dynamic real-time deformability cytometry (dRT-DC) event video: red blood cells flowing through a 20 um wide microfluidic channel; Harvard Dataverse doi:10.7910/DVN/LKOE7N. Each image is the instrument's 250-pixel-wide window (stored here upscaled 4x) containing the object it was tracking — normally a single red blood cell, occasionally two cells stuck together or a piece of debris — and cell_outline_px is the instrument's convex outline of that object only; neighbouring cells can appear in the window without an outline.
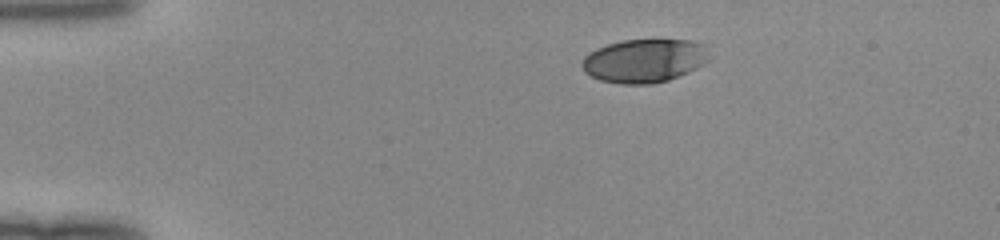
{"species": "human", "species_latin": "Homo sapiens", "temperature_condition": "room temperature", "stored_images_in_passage": 41, "camera_frame_rate_fps": 3000, "um_per_image_px": 0.085, "donor": {"sex": "female"}, "frame": {"image": 1, "passage_image": 1, "time_ms": 0.0, "image_size_px": [1000, 240], "cell_outline_px": [[708, 60], [704, 64], [688, 72], [668, 80], [652, 84], [620, 84], [600, 80], [584, 72], [580, 64], [584, 56], [596, 48], [608, 44], [624, 40], [692, 40], [704, 44]], "centroid_in_image_um": [54.73, 5.17], "position_along_channel_um": 30.3, "area_um2": 32.25}}
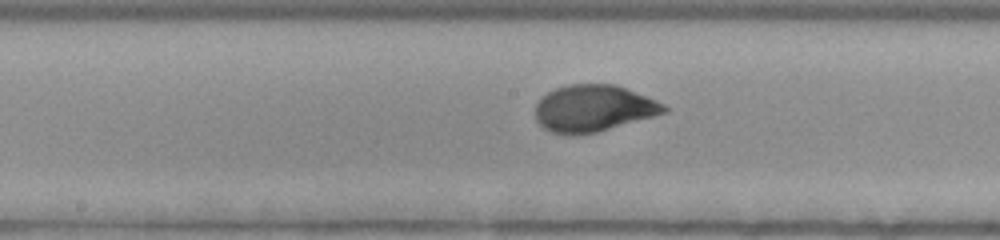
{"frame": {"image": 2, "passage_image": 18, "time_ms": 5.667, "image_size_px": [1000, 240], "cell_outline_px": [[672, 108], [668, 112], [596, 132], [576, 136], [568, 136], [552, 132], [544, 128], [536, 120], [536, 104], [548, 92], [556, 88], [568, 84], [616, 84], [656, 100]], "centroid_in_image_um": [50.46, 9.22], "position_along_channel_um": 197.7, "area_um2": 35.14}}
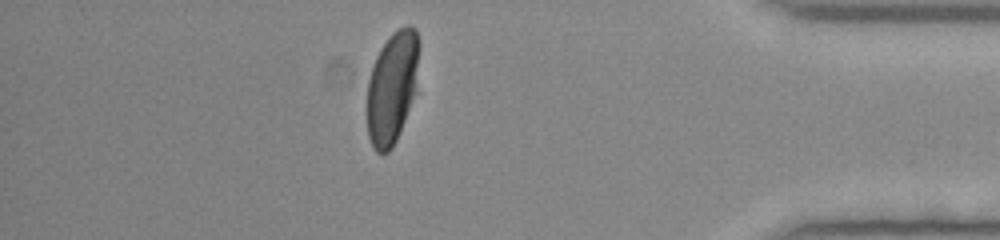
{"frame": {"image": 3, "passage_image": 35, "time_ms": 11.333, "image_size_px": [1000, 240], "cell_outline_px": [[420, 44], [416, 88], [404, 120], [396, 140], [392, 148], [388, 152], [380, 156], [372, 148], [368, 136], [364, 104], [368, 80], [372, 64], [380, 48], [388, 36], [392, 32], [404, 24], [408, 24], [416, 28], [420, 40]], "centroid_in_image_um": [33.29, 7.41], "position_along_channel_um": 401.9, "area_um2": 35.2}}